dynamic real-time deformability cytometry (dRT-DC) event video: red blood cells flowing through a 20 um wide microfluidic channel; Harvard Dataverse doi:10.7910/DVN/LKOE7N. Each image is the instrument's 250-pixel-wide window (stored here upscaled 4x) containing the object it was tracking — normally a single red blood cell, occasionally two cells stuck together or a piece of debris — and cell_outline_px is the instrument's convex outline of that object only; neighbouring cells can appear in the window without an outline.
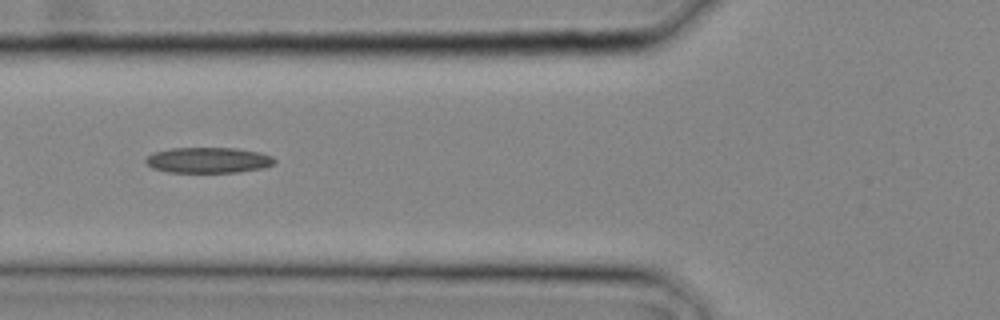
{"species": "common noctule bat (a hibernating species)", "species_latin": "Nyctalus noctula", "temperature_condition": "cold", "stored_images_in_passage": 20, "camera_frame_rate_fps": 3000, "um_per_image_px": 0.085, "animal": {"sex": "male", "body_mass_g": 20.4}, "frame": {"image": 1, "passage_image": 4, "time_ms": 1.0, "image_size_px": [1000, 320], "cell_outline_px": [[276, 164], [264, 168], [236, 172], [168, 172], [152, 168], [144, 160], [152, 152], [172, 148], [236, 148], [260, 152], [272, 156], [276, 160]], "centroid_in_image_um": [17.73, 13.61], "position_along_channel_um": 108.1, "area_um2": 19.36}}
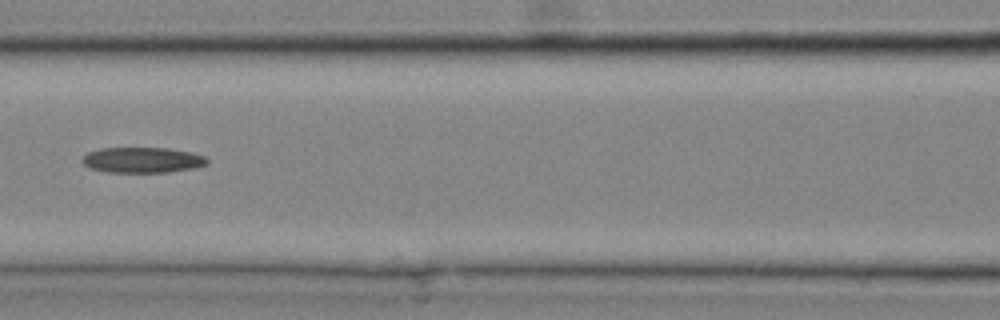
{"frame": {"image": 2, "passage_image": 6, "time_ms": 1.667, "image_size_px": [1000, 320], "cell_outline_px": [[208, 164], [196, 168], [168, 172], [108, 172], [88, 168], [80, 160], [88, 152], [100, 148], [168, 148], [192, 152], [204, 156], [208, 160]], "centroid_in_image_um": [12.11, 13.6], "position_along_channel_um": 154.5, "area_um2": 18.73}}
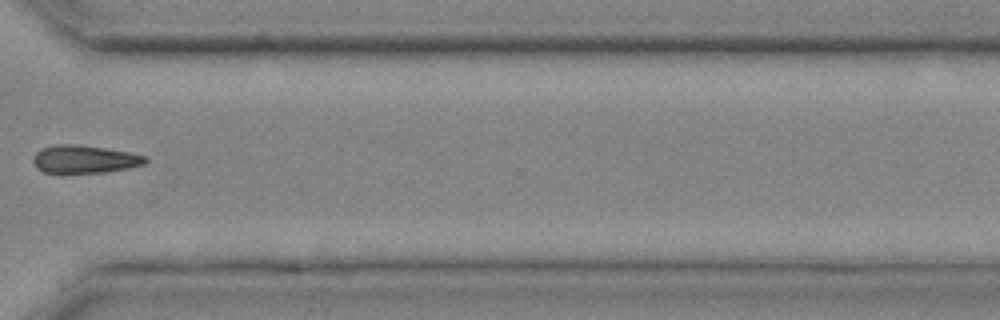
{"frame": {"image": 3, "passage_image": 15, "time_ms": 4.667, "image_size_px": [1000, 320], "cell_outline_px": [[148, 160], [144, 164], [128, 168], [104, 172], [44, 172], [36, 168], [32, 160], [36, 152], [40, 148], [56, 144], [76, 144], [104, 148], [128, 152], [148, 156]], "centroid_in_image_um": [7.17, 13.52], "position_along_channel_um": 363.4, "area_um2": 18.15}}